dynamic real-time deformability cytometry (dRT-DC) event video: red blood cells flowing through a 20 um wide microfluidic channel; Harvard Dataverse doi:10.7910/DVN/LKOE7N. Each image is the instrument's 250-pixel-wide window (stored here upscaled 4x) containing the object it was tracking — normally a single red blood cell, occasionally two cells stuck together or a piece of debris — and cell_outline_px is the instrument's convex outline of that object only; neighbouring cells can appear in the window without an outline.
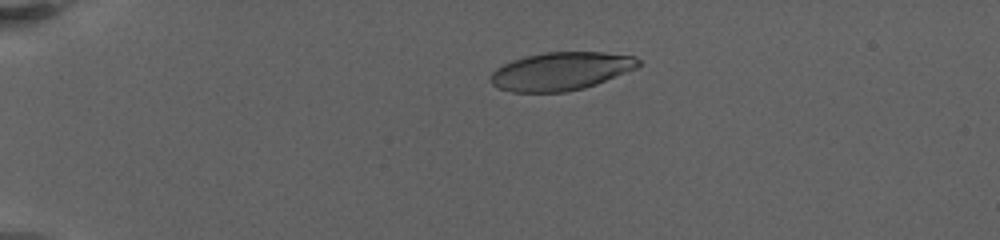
{"species": "human", "species_latin": "Homo sapiens", "temperature_condition": "warm", "stored_images_in_passage": 56, "camera_frame_rate_fps": 3000, "um_per_image_px": 0.085, "donor": {"sex": "female"}, "frame": {"image": 1, "passage_image": 10, "time_ms": 5.333, "image_size_px": [1000, 240], "cell_outline_px": [[640, 64], [636, 68], [596, 84], [584, 88], [564, 92], [512, 92], [496, 88], [492, 84], [488, 76], [496, 68], [512, 60], [524, 56], [544, 52], [604, 52], [636, 56], [640, 60]], "centroid_in_image_um": [47.64, 6.05], "position_along_channel_um": 37.4, "area_um2": 33.0}}
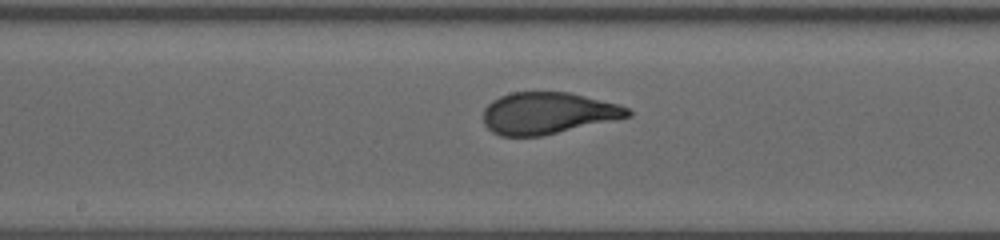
{"frame": {"image": 2, "passage_image": 34, "time_ms": 12.667, "image_size_px": [1000, 240], "cell_outline_px": [[632, 116], [540, 136], [500, 136], [492, 132], [484, 124], [484, 108], [492, 100], [500, 96], [512, 92], [568, 92], [620, 104], [628, 108], [632, 112]], "centroid_in_image_um": [46.56, 9.61], "position_along_channel_um": 201.6, "area_um2": 35.03}}
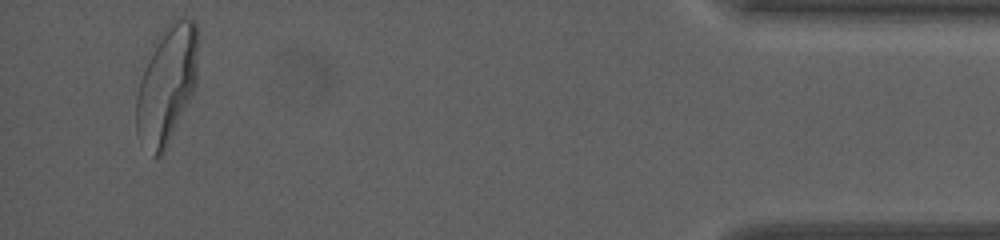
{"frame": {"image": 3, "passage_image": 54, "time_ms": 21.667, "image_size_px": [1000, 240], "cell_outline_px": [[196, 84], [168, 144], [164, 152], [160, 156], [152, 156], [136, 132], [136, 96], [140, 80], [156, 36], [172, 20], [180, 16], [188, 16], [196, 24]], "centroid_in_image_um": [14.15, 7.15], "position_along_channel_um": 421.0, "area_um2": 41.85}, "authors_computed_cell_mechanics": {"area_um2": 35.3736, "velocity_mm_per_s": 3.1332, "shape_relaxation_time_tau1_ms": 4.2073, "shape_relaxation_time_tau2_ms": null, "deformation_change_tau1": 0.2156, "deformation_change_tau2": null}}